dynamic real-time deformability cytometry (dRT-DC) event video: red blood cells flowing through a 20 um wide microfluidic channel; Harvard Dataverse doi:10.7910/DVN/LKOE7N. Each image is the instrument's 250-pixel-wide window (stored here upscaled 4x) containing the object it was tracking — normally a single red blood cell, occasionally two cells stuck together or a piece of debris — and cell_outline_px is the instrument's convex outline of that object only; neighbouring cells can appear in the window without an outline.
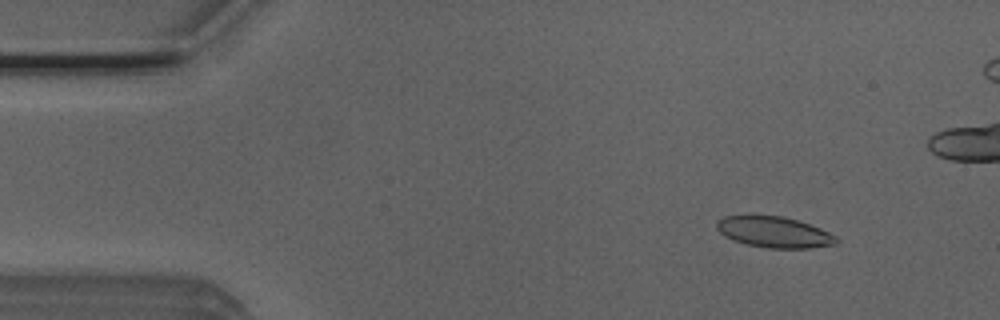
{"species": "Egyptian fruit bat (a non-hibernating species)", "species_latin": "Rousettus aegyptiacus", "temperature_condition": "room temperature", "stored_images_in_passage": 44, "camera_frame_rate_fps": 3000, "um_per_image_px": 0.085, "animal": {"sex": "male"}, "frame": {"image": 1, "passage_image": 6, "time_ms": 1.667, "image_size_px": [1000, 320], "cell_outline_px": [[840, 240], [836, 244], [812, 248], [768, 248], [748, 244], [732, 240], [724, 236], [716, 228], [716, 220], [724, 216], [784, 216], [800, 220], [820, 228], [836, 236]], "centroid_in_image_um": [65.82, 19.73], "position_along_channel_um": 19.2, "area_um2": 21.68}}
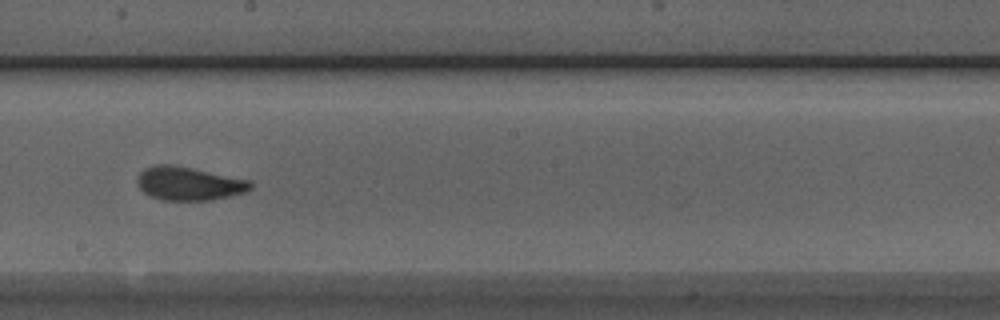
{"frame": {"image": 2, "passage_image": 29, "time_ms": 9.333, "image_size_px": [1000, 320], "cell_outline_px": [[252, 188], [244, 192], [212, 200], [164, 200], [152, 196], [144, 192], [140, 188], [136, 180], [136, 176], [144, 168], [156, 164], [168, 164], [192, 168], [248, 180], [252, 184]], "centroid_in_image_um": [16.01, 15.59], "position_along_channel_um": 232.2, "area_um2": 21.85}}
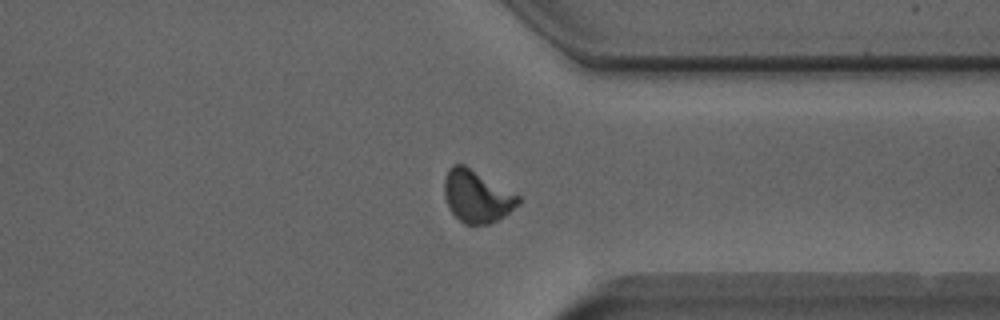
{"frame": {"image": 3, "passage_image": 40, "time_ms": 13.0, "image_size_px": [1000, 320], "cell_outline_px": [[520, 204], [504, 216], [488, 224], [464, 224], [448, 208], [444, 196], [444, 180], [448, 168], [452, 164], [464, 164], [520, 196]], "centroid_in_image_um": [40.51, 16.68], "position_along_channel_um": 370.9, "area_um2": 22.48}}